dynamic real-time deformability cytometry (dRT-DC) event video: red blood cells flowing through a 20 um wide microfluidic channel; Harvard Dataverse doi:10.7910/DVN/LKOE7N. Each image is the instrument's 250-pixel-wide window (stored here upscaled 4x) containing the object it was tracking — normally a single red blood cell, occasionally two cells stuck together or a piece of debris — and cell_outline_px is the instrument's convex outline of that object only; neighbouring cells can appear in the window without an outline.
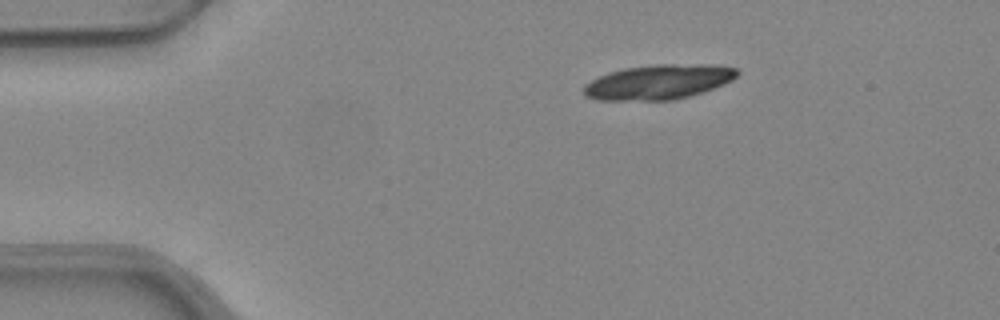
{"species": "common noctule bat (a hibernating species)", "species_latin": "Nyctalus noctula", "temperature_condition": "warm", "stored_images_in_passage": 3, "camera_frame_rate_fps": 3000, "um_per_image_px": 0.085, "animal": {"sex": "female", "body_mass_g": 24.6, "forearm_length_mm": 56.2}, "frame": {"image": 1, "passage_image": 1, "time_ms": 0.0, "image_size_px": [1000, 320], "cell_outline_px": [[740, 72], [732, 80], [724, 84], [704, 92], [672, 100], [596, 100], [584, 96], [584, 84], [608, 72], [624, 68], [656, 64], [712, 64], [736, 68]], "centroid_in_image_um": [55.98, 6.96], "position_along_channel_um": 29.0, "area_um2": 31.21}}